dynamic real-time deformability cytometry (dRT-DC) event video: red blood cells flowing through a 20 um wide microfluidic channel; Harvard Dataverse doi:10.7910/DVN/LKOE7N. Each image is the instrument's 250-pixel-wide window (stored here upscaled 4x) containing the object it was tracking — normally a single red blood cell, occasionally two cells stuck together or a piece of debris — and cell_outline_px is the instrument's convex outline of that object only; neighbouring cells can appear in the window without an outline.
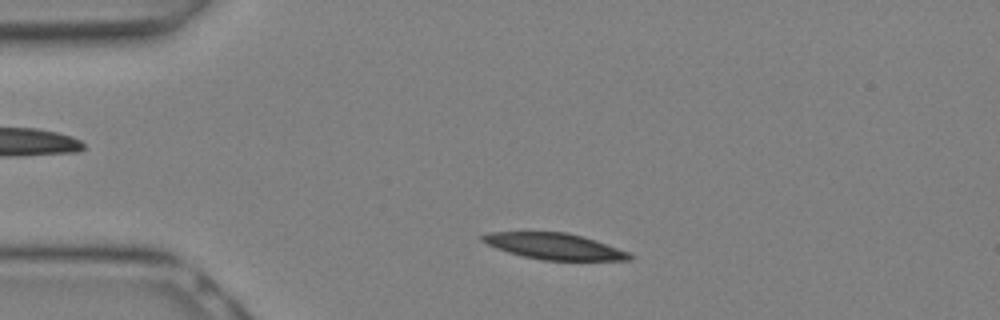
{"species": "Egyptian fruit bat (a non-hibernating species)", "species_latin": "Rousettus aegyptiacus", "temperature_condition": "warm", "stored_images_in_passage": 12, "camera_frame_rate_fps": 3000, "um_per_image_px": 0.085, "animal": {"sex": "female"}, "frame": {"image": 1, "passage_image": 6, "time_ms": 1.667, "image_size_px": [1000, 320], "cell_outline_px": [[636, 256], [632, 260], [544, 260], [524, 256], [508, 252], [496, 248], [480, 240], [480, 236], [488, 232], [564, 232], [580, 236], [628, 252]], "centroid_in_image_um": [47.08, 20.94], "position_along_channel_um": 37.9, "area_um2": 22.02}}
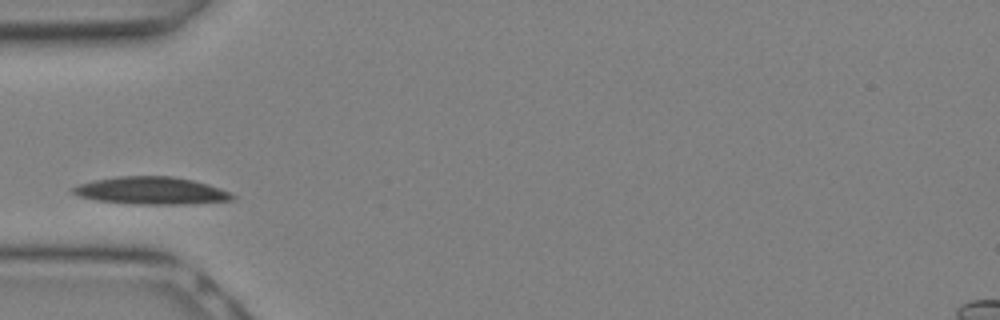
{"frame": {"image": 2, "passage_image": 9, "time_ms": 2.667, "image_size_px": [1000, 320], "cell_outline_px": [[236, 196], [232, 200], [188, 204], [140, 204], [96, 200], [80, 196], [72, 192], [68, 188], [76, 184], [92, 180], [116, 176], [172, 176], [192, 180], [208, 184], [220, 188]], "centroid_in_image_um": [12.81, 16.19], "position_along_channel_um": 72.2, "area_um2": 25.55}}
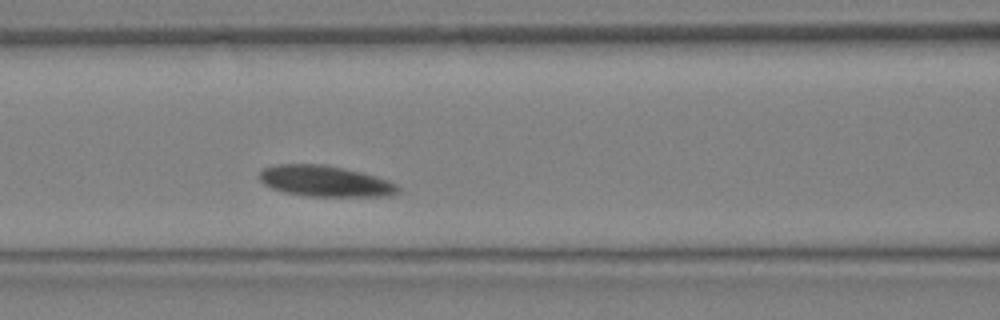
{"frame": {"image": 3, "passage_image": 12, "time_ms": 3.667, "image_size_px": [1000, 320], "cell_outline_px": [[400, 192], [392, 196], [308, 196], [284, 192], [272, 188], [264, 184], [260, 180], [260, 172], [264, 168], [276, 164], [324, 164], [344, 168], [376, 176], [388, 180], [396, 184], [400, 188]], "centroid_in_image_um": [27.66, 15.4], "position_along_channel_um": 138.9, "area_um2": 25.03}}